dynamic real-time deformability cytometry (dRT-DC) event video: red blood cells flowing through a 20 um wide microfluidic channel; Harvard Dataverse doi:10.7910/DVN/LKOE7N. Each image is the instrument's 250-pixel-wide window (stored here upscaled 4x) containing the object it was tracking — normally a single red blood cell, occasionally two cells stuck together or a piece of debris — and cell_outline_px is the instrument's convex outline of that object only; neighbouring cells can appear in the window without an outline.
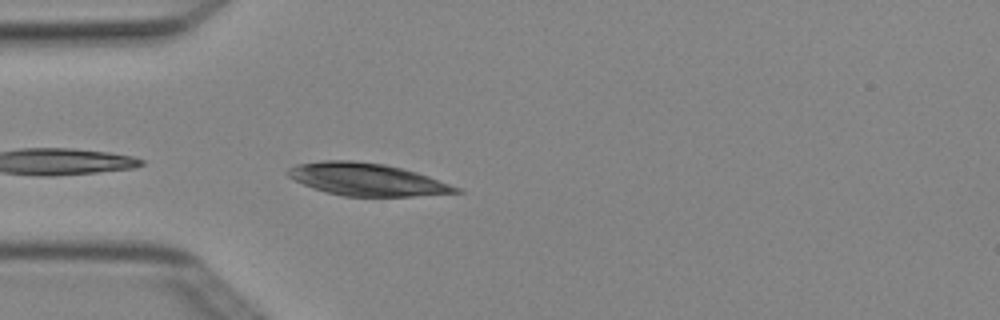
{"species": "Egyptian fruit bat (a non-hibernating species)", "species_latin": "Rousettus aegyptiacus", "temperature_condition": "cold", "stored_images_in_passage": 4, "camera_frame_rate_fps": 3000, "um_per_image_px": 0.085, "animal": {"sex": "female"}, "frame": {"image": 1, "passage_image": 4, "time_ms": 1.0, "image_size_px": [1000, 320], "cell_outline_px": [[464, 192], [412, 196], [344, 196], [312, 188], [288, 176], [284, 172], [288, 168], [296, 164], [324, 160], [352, 160], [384, 164], [416, 172], [428, 176], [460, 188]], "centroid_in_image_um": [31.15, 15.24], "position_along_channel_um": 53.8, "area_um2": 31.56}}